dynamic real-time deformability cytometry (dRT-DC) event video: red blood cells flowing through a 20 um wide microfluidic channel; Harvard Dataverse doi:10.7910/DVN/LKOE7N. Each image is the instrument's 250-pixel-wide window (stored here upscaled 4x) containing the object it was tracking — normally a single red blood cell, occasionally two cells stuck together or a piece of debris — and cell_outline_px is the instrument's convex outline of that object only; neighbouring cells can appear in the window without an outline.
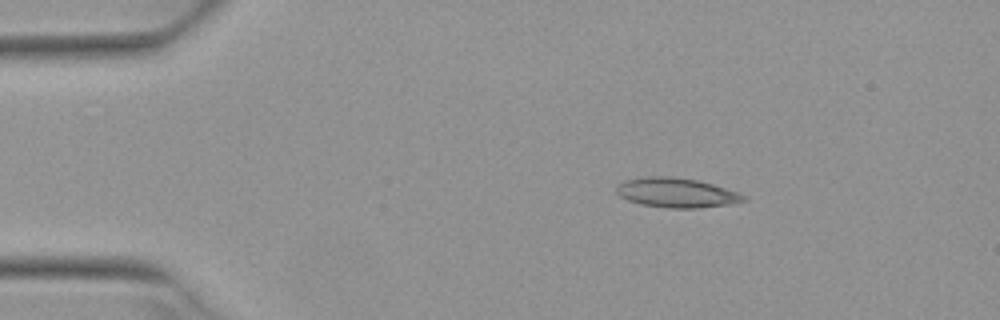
{"species": "Egyptian fruit bat (a non-hibernating species)", "species_latin": "Rousettus aegyptiacus", "temperature_condition": "warm", "stored_images_in_passage": 3, "camera_frame_rate_fps": 3000, "um_per_image_px": 0.085, "animal": {"sex": "female"}, "frame": {"image": 1, "passage_image": 1, "time_ms": 0.0, "image_size_px": [1000, 320], "cell_outline_px": [[748, 200], [728, 204], [700, 208], [668, 208], [640, 204], [628, 200], [620, 196], [616, 192], [616, 188], [620, 184], [628, 180], [648, 176], [668, 176], [696, 180], [712, 184], [740, 192]], "centroid_in_image_um": [57.52, 16.39], "position_along_channel_um": 27.5, "area_um2": 21.73}}
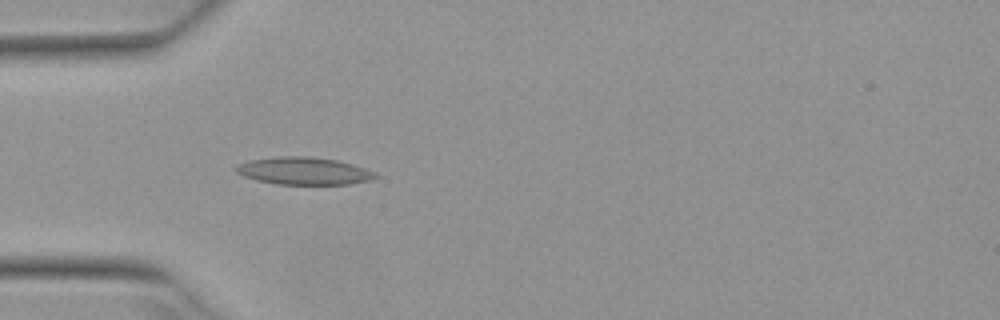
{"frame": {"image": 2, "passage_image": 3, "time_ms": 0.667, "image_size_px": [1000, 320], "cell_outline_px": [[380, 176], [368, 180], [348, 184], [276, 184], [256, 180], [244, 176], [236, 172], [232, 168], [236, 164], [248, 160], [276, 156], [308, 156], [336, 160], [352, 164], [376, 172]], "centroid_in_image_um": [25.77, 14.52], "position_along_channel_um": 59.2, "area_um2": 22.43}}